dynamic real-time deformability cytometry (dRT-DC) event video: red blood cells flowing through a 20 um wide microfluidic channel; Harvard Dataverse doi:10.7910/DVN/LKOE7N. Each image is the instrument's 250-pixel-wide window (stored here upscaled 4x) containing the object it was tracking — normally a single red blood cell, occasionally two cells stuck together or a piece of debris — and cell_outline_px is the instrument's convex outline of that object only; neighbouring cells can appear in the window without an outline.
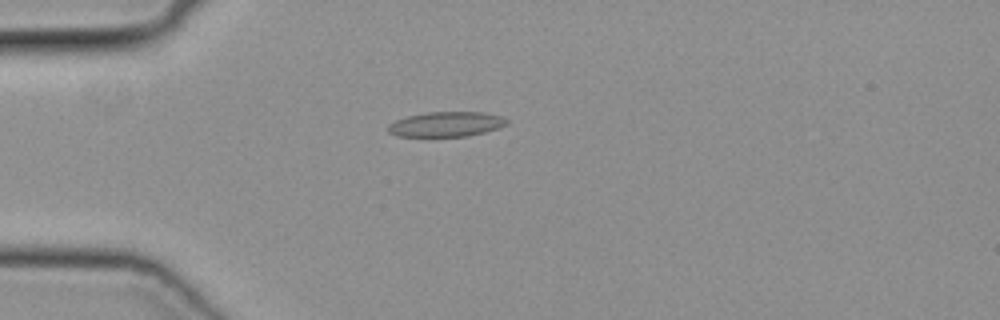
{"species": "common noctule bat (a hibernating species)", "species_latin": "Nyctalus noctula", "temperature_condition": "cold", "stored_images_in_passage": 36, "camera_frame_rate_fps": 3000, "um_per_image_px": 0.085, "animal": {"sex": "female", "body_mass_g": 19.3, "forearm_length_mm": 54.1}, "frame": {"image": 1, "passage_image": 8, "time_ms": 2.333, "image_size_px": [1000, 320], "cell_outline_px": [[508, 124], [484, 132], [468, 136], [396, 136], [388, 132], [388, 124], [396, 120], [408, 116], [428, 112], [484, 112], [500, 116], [508, 120]], "centroid_in_image_um": [37.91, 10.55], "position_along_channel_um": 47.1, "area_um2": 17.11}}
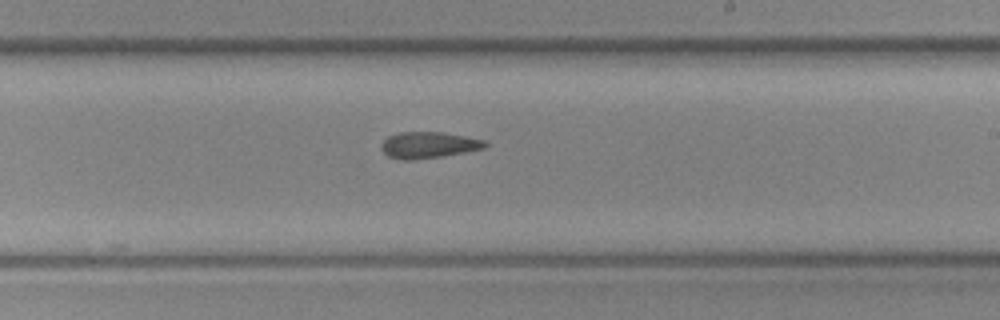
{"frame": {"image": 2, "passage_image": 24, "time_ms": 7.667, "image_size_px": [1000, 320], "cell_outline_px": [[488, 144], [484, 148], [464, 152], [440, 156], [412, 160], [400, 160], [388, 156], [380, 148], [380, 144], [388, 136], [400, 132], [444, 132], [484, 140]], "centroid_in_image_um": [36.38, 12.32], "position_along_channel_um": 252.6, "area_um2": 15.84}}
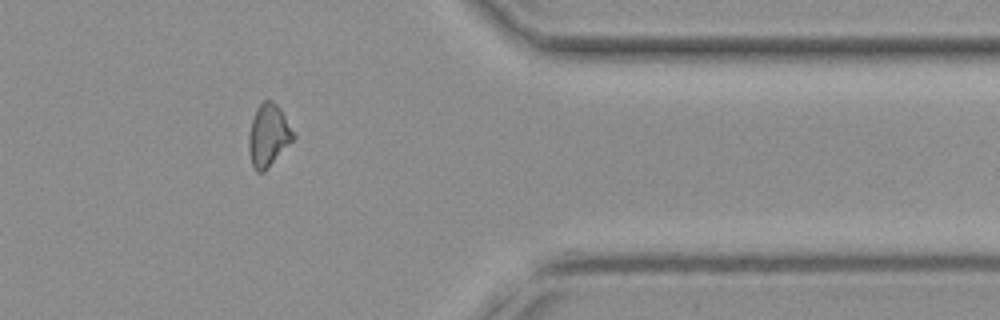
{"frame": {"image": 3, "passage_image": 35, "time_ms": 11.333, "image_size_px": [1000, 320], "cell_outline_px": [[296, 136], [268, 168], [264, 172], [256, 172], [252, 168], [248, 148], [248, 132], [256, 108], [264, 100], [272, 100], [280, 108]], "centroid_in_image_um": [22.78, 11.52], "position_along_channel_um": 388.6, "area_um2": 16.24}}